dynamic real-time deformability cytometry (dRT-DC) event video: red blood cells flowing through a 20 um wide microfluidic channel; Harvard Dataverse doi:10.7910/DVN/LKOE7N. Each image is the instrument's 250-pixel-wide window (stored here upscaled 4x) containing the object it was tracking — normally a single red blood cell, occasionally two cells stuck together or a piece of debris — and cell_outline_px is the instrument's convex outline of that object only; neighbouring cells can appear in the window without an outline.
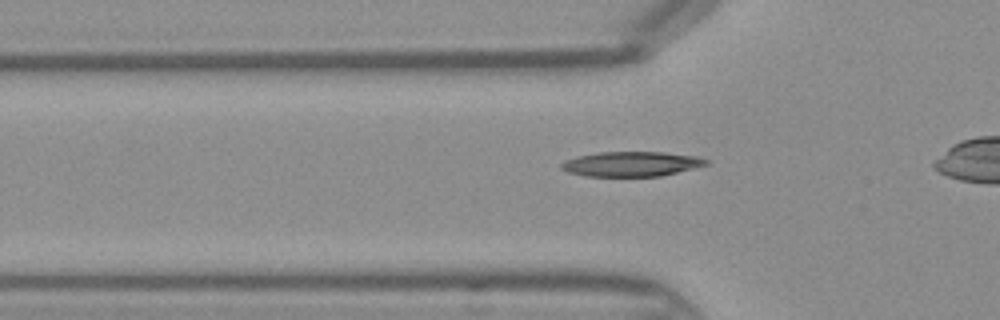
{"species": "Egyptian fruit bat (a non-hibernating species)", "species_latin": "Rousettus aegyptiacus", "temperature_condition": "warm", "stored_images_in_passage": 33, "camera_frame_rate_fps": 3000, "um_per_image_px": 0.085, "frame": {"image": 1, "passage_image": 11, "time_ms": 3.333, "image_size_px": [1000, 320], "cell_outline_px": [[708, 164], [660, 176], [584, 176], [568, 172], [560, 168], [560, 164], [564, 160], [576, 156], [600, 152], [664, 152], [696, 156], [708, 160]], "centroid_in_image_um": [53.61, 13.93], "position_along_channel_um": 72.2, "area_um2": 20.87}}
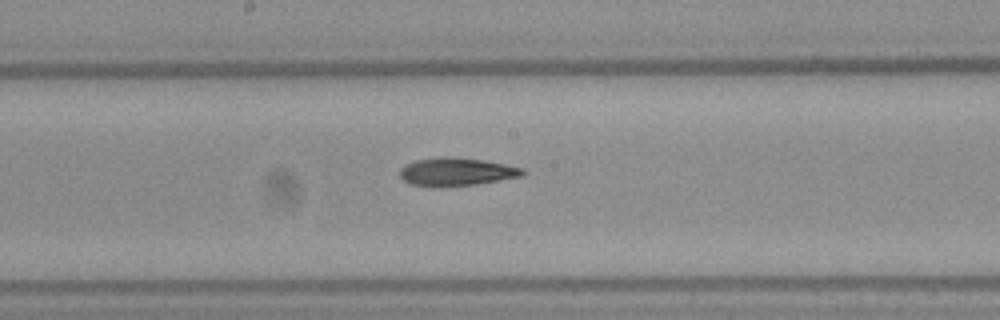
{"frame": {"image": 2, "passage_image": 20, "time_ms": 6.333, "image_size_px": [1000, 320], "cell_outline_px": [[524, 176], [476, 184], [440, 188], [432, 188], [412, 184], [404, 180], [400, 176], [400, 168], [416, 160], [444, 156], [448, 156], [480, 160], [504, 164], [524, 168]], "centroid_in_image_um": [38.79, 14.62], "position_along_channel_um": 209.4, "area_um2": 20.17}}
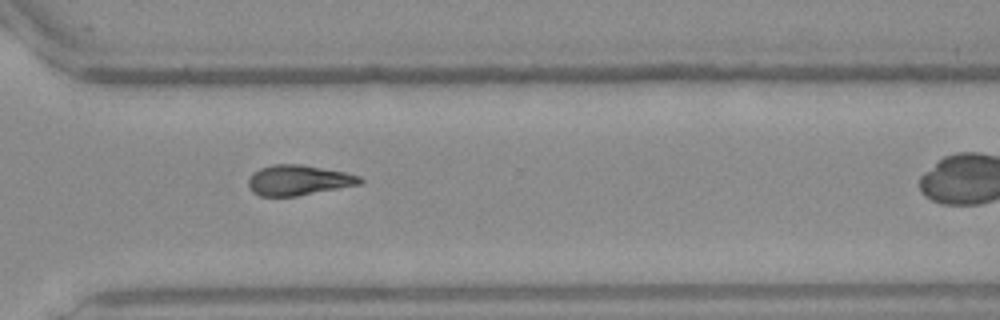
{"frame": {"image": 3, "passage_image": 29, "time_ms": 9.333, "image_size_px": [1000, 320], "cell_outline_px": [[364, 180], [360, 184], [296, 196], [260, 196], [252, 192], [248, 188], [248, 176], [252, 172], [260, 168], [272, 164], [300, 164], [344, 172], [360, 176]], "centroid_in_image_um": [25.31, 15.31], "position_along_channel_um": 345.3, "area_um2": 19.71}}